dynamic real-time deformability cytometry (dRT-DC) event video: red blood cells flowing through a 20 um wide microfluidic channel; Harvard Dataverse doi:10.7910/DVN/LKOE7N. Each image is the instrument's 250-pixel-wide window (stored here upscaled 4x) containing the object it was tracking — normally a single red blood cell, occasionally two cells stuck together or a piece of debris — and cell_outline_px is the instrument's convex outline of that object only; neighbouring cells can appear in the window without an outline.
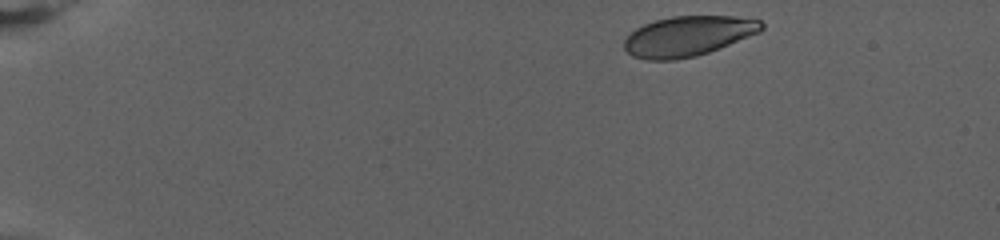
{"species": "human", "species_latin": "Homo sapiens", "temperature_condition": "warm", "stored_images_in_passage": 64, "camera_frame_rate_fps": 3000, "um_per_image_px": 0.085, "donor": {"sex": "female"}, "frame": {"image": 1, "passage_image": 1, "time_ms": 0.0, "image_size_px": [1000, 240], "cell_outline_px": [[764, 28], [760, 32], [720, 48], [696, 56], [676, 60], [648, 60], [632, 56], [624, 48], [624, 40], [636, 28], [644, 24], [656, 20], [672, 16], [732, 16], [760, 20], [764, 24]], "centroid_in_image_um": [58.49, 3.07], "position_along_channel_um": 26.5, "area_um2": 32.02}}
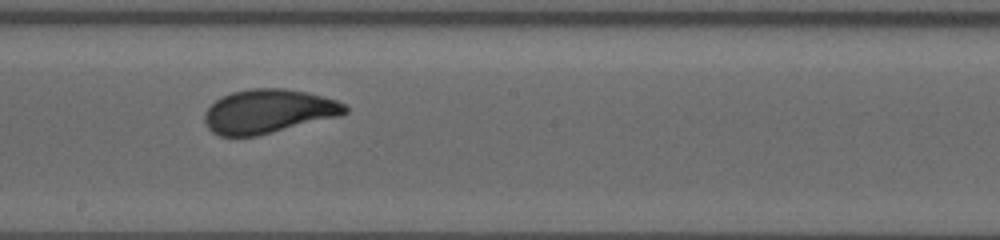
{"frame": {"image": 2, "passage_image": 34, "time_ms": 11.0, "image_size_px": [1000, 240], "cell_outline_px": [[348, 112], [340, 116], [256, 136], [220, 136], [212, 132], [208, 128], [204, 120], [204, 112], [216, 100], [232, 92], [252, 88], [284, 88], [308, 92], [336, 100], [344, 104], [348, 108]], "centroid_in_image_um": [22.81, 9.46], "position_along_channel_um": 225.4, "area_um2": 35.89}}
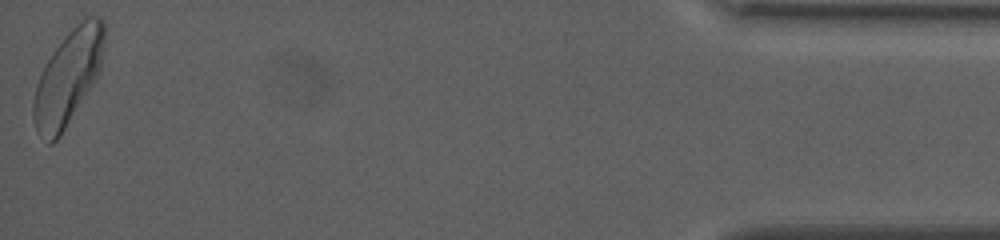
{"frame": {"image": 3, "passage_image": 64, "time_ms": 21.0, "image_size_px": [1000, 240], "cell_outline_px": [[104, 48], [100, 72], [96, 80], [60, 136], [52, 144], [48, 144], [36, 132], [32, 112], [32, 104], [36, 84], [48, 60], [56, 48], [88, 16], [100, 16], [104, 20]], "centroid_in_image_um": [5.79, 6.67], "position_along_channel_um": 429.4, "area_um2": 38.38}, "authors_computed_cell_mechanics": {"area_um2": 35.4603, "velocity_mm_per_s": 2.8293, "shape_relaxation_time_tau1_ms": 3.8303, "shape_relaxation_time_tau2_ms": null, "deformation_change_tau1": 0.1431, "deformation_change_tau2": null}}